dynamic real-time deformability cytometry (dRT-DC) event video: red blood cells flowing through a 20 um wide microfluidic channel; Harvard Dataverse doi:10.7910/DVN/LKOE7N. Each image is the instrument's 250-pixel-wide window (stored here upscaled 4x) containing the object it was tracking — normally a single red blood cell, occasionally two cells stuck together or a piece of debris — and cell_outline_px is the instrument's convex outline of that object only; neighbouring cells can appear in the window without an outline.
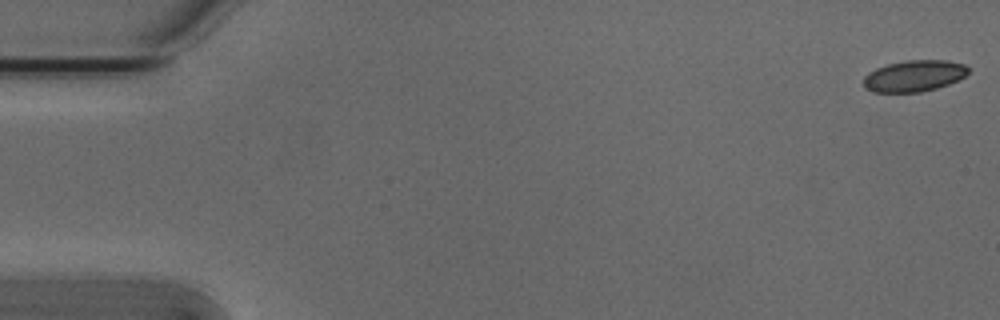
{"species": "Egyptian fruit bat (a non-hibernating species)", "species_latin": "Rousettus aegyptiacus", "temperature_condition": "cold", "stored_images_in_passage": 10, "camera_frame_rate_fps": 3000, "um_per_image_px": 0.085, "animal": {"sex": "male"}, "frame": {"image": 1, "passage_image": 1, "time_ms": 0.0, "image_size_px": [1000, 320], "cell_outline_px": [[968, 72], [964, 76], [948, 84], [936, 88], [920, 92], [872, 92], [864, 88], [864, 76], [868, 72], [876, 68], [888, 64], [908, 60], [948, 60], [964, 64], [968, 68]], "centroid_in_image_um": [77.67, 6.45], "position_along_channel_um": 7.3, "area_um2": 19.07}}